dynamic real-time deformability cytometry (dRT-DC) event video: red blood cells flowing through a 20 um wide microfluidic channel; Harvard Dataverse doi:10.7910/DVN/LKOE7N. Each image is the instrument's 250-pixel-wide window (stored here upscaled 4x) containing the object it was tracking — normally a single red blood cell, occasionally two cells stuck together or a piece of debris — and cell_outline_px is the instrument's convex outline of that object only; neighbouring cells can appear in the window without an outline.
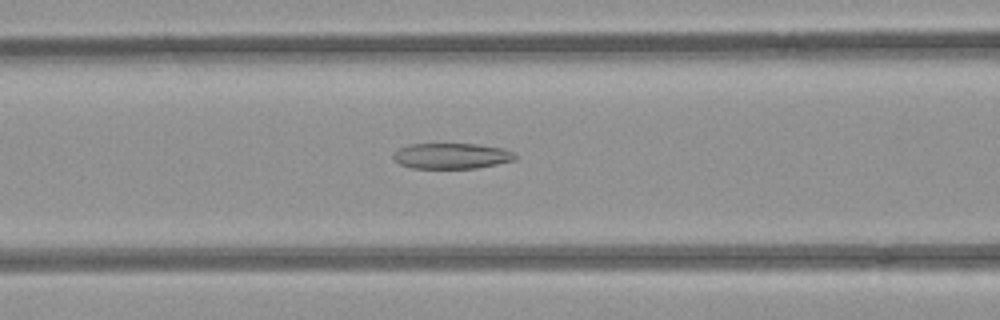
{"species": "common noctule bat (a hibernating species)", "species_latin": "Nyctalus noctula", "temperature_condition": "room temperature", "stored_images_in_passage": 46, "camera_frame_rate_fps": 3000, "um_per_image_px": 0.085, "animal": {"sex": "female", "body_mass_g": 21.9}, "frame": {"image": 1, "passage_image": 14, "time_ms": 4.333, "image_size_px": [1000, 320], "cell_outline_px": [[516, 160], [476, 168], [412, 168], [400, 164], [392, 156], [400, 148], [408, 144], [476, 144], [504, 148], [512, 152], [516, 156]], "centroid_in_image_um": [38.4, 13.25], "position_along_channel_um": 128.2, "area_um2": 18.09}}
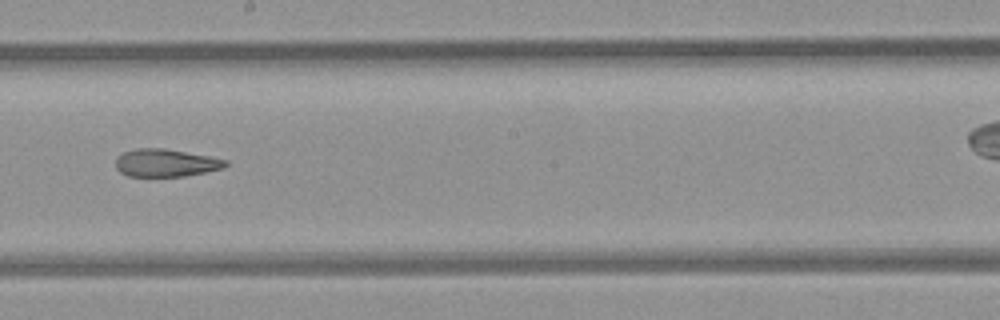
{"frame": {"image": 2, "passage_image": 22, "time_ms": 7.0, "image_size_px": [1000, 320], "cell_outline_px": [[228, 164], [224, 168], [184, 176], [128, 176], [120, 172], [116, 168], [116, 160], [124, 152], [136, 148], [164, 148], [208, 156], [228, 160]], "centroid_in_image_um": [14.1, 13.84], "position_along_channel_um": 234.1, "area_um2": 17.57}}
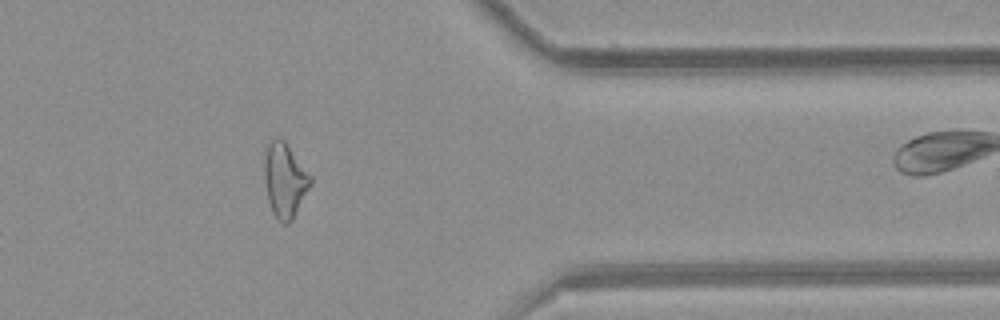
{"frame": {"image": 3, "passage_image": 35, "time_ms": 11.333, "image_size_px": [1000, 320], "cell_outline_px": [[312, 184], [292, 220], [288, 224], [284, 224], [272, 212], [268, 200], [264, 180], [264, 156], [268, 144], [272, 136], [280, 136], [284, 140], [312, 176]], "centroid_in_image_um": [24.2, 15.27], "position_along_channel_um": 387.2, "area_um2": 20.23}, "authors_computed_cell_mechanics": {"area_um2": 20.1144, "velocity_mm_per_s": 3.9634, "shape_relaxation_time_tau1_ms": null, "shape_relaxation_time_tau2_ms": 3.2023, "deformation_change_tau1": null, "deformation_change_tau2": 0.1257}}